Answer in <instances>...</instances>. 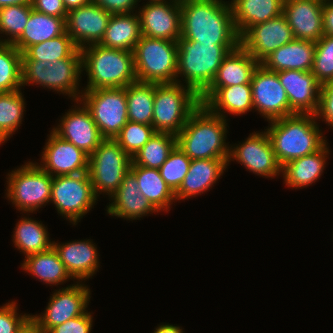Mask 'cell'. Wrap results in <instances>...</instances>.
Listing matches in <instances>:
<instances>
[{"label":"cell","instance_id":"obj_1","mask_svg":"<svg viewBox=\"0 0 333 333\" xmlns=\"http://www.w3.org/2000/svg\"><path fill=\"white\" fill-rule=\"evenodd\" d=\"M181 36L201 44H240L229 1L180 0Z\"/></svg>","mask_w":333,"mask_h":333},{"label":"cell","instance_id":"obj_2","mask_svg":"<svg viewBox=\"0 0 333 333\" xmlns=\"http://www.w3.org/2000/svg\"><path fill=\"white\" fill-rule=\"evenodd\" d=\"M227 119L200 104L177 136V146L191 159H228Z\"/></svg>","mask_w":333,"mask_h":333},{"label":"cell","instance_id":"obj_3","mask_svg":"<svg viewBox=\"0 0 333 333\" xmlns=\"http://www.w3.org/2000/svg\"><path fill=\"white\" fill-rule=\"evenodd\" d=\"M316 121L315 114L296 113L269 122L265 131L281 167L316 152L327 142Z\"/></svg>","mask_w":333,"mask_h":333},{"label":"cell","instance_id":"obj_4","mask_svg":"<svg viewBox=\"0 0 333 333\" xmlns=\"http://www.w3.org/2000/svg\"><path fill=\"white\" fill-rule=\"evenodd\" d=\"M178 62L176 83L184 78L186 86L199 96L211 85L224 57L239 44H201L182 36L177 39Z\"/></svg>","mask_w":333,"mask_h":333},{"label":"cell","instance_id":"obj_5","mask_svg":"<svg viewBox=\"0 0 333 333\" xmlns=\"http://www.w3.org/2000/svg\"><path fill=\"white\" fill-rule=\"evenodd\" d=\"M82 71L88 75L83 90L125 88L137 81L133 52L91 44L80 49Z\"/></svg>","mask_w":333,"mask_h":333},{"label":"cell","instance_id":"obj_6","mask_svg":"<svg viewBox=\"0 0 333 333\" xmlns=\"http://www.w3.org/2000/svg\"><path fill=\"white\" fill-rule=\"evenodd\" d=\"M183 84L155 83L152 126L156 132L177 135L201 104L200 96Z\"/></svg>","mask_w":333,"mask_h":333},{"label":"cell","instance_id":"obj_7","mask_svg":"<svg viewBox=\"0 0 333 333\" xmlns=\"http://www.w3.org/2000/svg\"><path fill=\"white\" fill-rule=\"evenodd\" d=\"M137 81L148 83H176L178 47L176 41L146 36L133 49Z\"/></svg>","mask_w":333,"mask_h":333},{"label":"cell","instance_id":"obj_8","mask_svg":"<svg viewBox=\"0 0 333 333\" xmlns=\"http://www.w3.org/2000/svg\"><path fill=\"white\" fill-rule=\"evenodd\" d=\"M82 58H63L54 62L22 61V86L37 84L60 94H66L75 102L80 100L79 83Z\"/></svg>","mask_w":333,"mask_h":333},{"label":"cell","instance_id":"obj_9","mask_svg":"<svg viewBox=\"0 0 333 333\" xmlns=\"http://www.w3.org/2000/svg\"><path fill=\"white\" fill-rule=\"evenodd\" d=\"M7 177L6 197L18 211L33 213L50 202L52 176L38 163L29 161L12 170Z\"/></svg>","mask_w":333,"mask_h":333},{"label":"cell","instance_id":"obj_10","mask_svg":"<svg viewBox=\"0 0 333 333\" xmlns=\"http://www.w3.org/2000/svg\"><path fill=\"white\" fill-rule=\"evenodd\" d=\"M131 163L132 158L114 139H104L89 156L88 173L95 195L103 192L112 196L130 171Z\"/></svg>","mask_w":333,"mask_h":333},{"label":"cell","instance_id":"obj_11","mask_svg":"<svg viewBox=\"0 0 333 333\" xmlns=\"http://www.w3.org/2000/svg\"><path fill=\"white\" fill-rule=\"evenodd\" d=\"M97 198L88 172L52 177L50 203L74 225L94 207Z\"/></svg>","mask_w":333,"mask_h":333},{"label":"cell","instance_id":"obj_12","mask_svg":"<svg viewBox=\"0 0 333 333\" xmlns=\"http://www.w3.org/2000/svg\"><path fill=\"white\" fill-rule=\"evenodd\" d=\"M80 102L90 111L104 139H114L128 121L125 88L83 90Z\"/></svg>","mask_w":333,"mask_h":333},{"label":"cell","instance_id":"obj_13","mask_svg":"<svg viewBox=\"0 0 333 333\" xmlns=\"http://www.w3.org/2000/svg\"><path fill=\"white\" fill-rule=\"evenodd\" d=\"M72 286L55 290L50 296L48 306L42 315H32L42 333H47L56 325L83 315L90 302V289L87 285L76 282Z\"/></svg>","mask_w":333,"mask_h":333},{"label":"cell","instance_id":"obj_14","mask_svg":"<svg viewBox=\"0 0 333 333\" xmlns=\"http://www.w3.org/2000/svg\"><path fill=\"white\" fill-rule=\"evenodd\" d=\"M253 109L267 121L290 116V105L277 72L259 64L251 80Z\"/></svg>","mask_w":333,"mask_h":333},{"label":"cell","instance_id":"obj_15","mask_svg":"<svg viewBox=\"0 0 333 333\" xmlns=\"http://www.w3.org/2000/svg\"><path fill=\"white\" fill-rule=\"evenodd\" d=\"M230 146L227 164L236 160L250 172L266 178L281 174V166L266 131L260 133L254 131L243 143Z\"/></svg>","mask_w":333,"mask_h":333},{"label":"cell","instance_id":"obj_16","mask_svg":"<svg viewBox=\"0 0 333 333\" xmlns=\"http://www.w3.org/2000/svg\"><path fill=\"white\" fill-rule=\"evenodd\" d=\"M294 39L285 15L251 26L241 37L240 45L259 63L279 47Z\"/></svg>","mask_w":333,"mask_h":333},{"label":"cell","instance_id":"obj_17","mask_svg":"<svg viewBox=\"0 0 333 333\" xmlns=\"http://www.w3.org/2000/svg\"><path fill=\"white\" fill-rule=\"evenodd\" d=\"M169 1V2H168ZM147 2L139 7L141 33L149 38L177 41L181 36L180 0Z\"/></svg>","mask_w":333,"mask_h":333},{"label":"cell","instance_id":"obj_18","mask_svg":"<svg viewBox=\"0 0 333 333\" xmlns=\"http://www.w3.org/2000/svg\"><path fill=\"white\" fill-rule=\"evenodd\" d=\"M111 15L110 12L91 1L68 11L65 20L66 32L79 49L91 44H99Z\"/></svg>","mask_w":333,"mask_h":333},{"label":"cell","instance_id":"obj_19","mask_svg":"<svg viewBox=\"0 0 333 333\" xmlns=\"http://www.w3.org/2000/svg\"><path fill=\"white\" fill-rule=\"evenodd\" d=\"M43 149L39 166L52 177L88 172L89 155L52 130Z\"/></svg>","mask_w":333,"mask_h":333},{"label":"cell","instance_id":"obj_20","mask_svg":"<svg viewBox=\"0 0 333 333\" xmlns=\"http://www.w3.org/2000/svg\"><path fill=\"white\" fill-rule=\"evenodd\" d=\"M78 102L79 106L69 109L61 118L60 125L58 124L52 131L90 156L104 138L101 136L90 111L80 100Z\"/></svg>","mask_w":333,"mask_h":333},{"label":"cell","instance_id":"obj_21","mask_svg":"<svg viewBox=\"0 0 333 333\" xmlns=\"http://www.w3.org/2000/svg\"><path fill=\"white\" fill-rule=\"evenodd\" d=\"M277 74L289 101L290 115L315 114L319 105L321 85L312 72L282 70Z\"/></svg>","mask_w":333,"mask_h":333},{"label":"cell","instance_id":"obj_22","mask_svg":"<svg viewBox=\"0 0 333 333\" xmlns=\"http://www.w3.org/2000/svg\"><path fill=\"white\" fill-rule=\"evenodd\" d=\"M324 0H289L283 3V14L295 39L317 42L324 35Z\"/></svg>","mask_w":333,"mask_h":333},{"label":"cell","instance_id":"obj_23","mask_svg":"<svg viewBox=\"0 0 333 333\" xmlns=\"http://www.w3.org/2000/svg\"><path fill=\"white\" fill-rule=\"evenodd\" d=\"M200 103L222 118L227 117L223 114L227 112L233 115L245 114L253 109L251 84L208 87L200 95Z\"/></svg>","mask_w":333,"mask_h":333},{"label":"cell","instance_id":"obj_24","mask_svg":"<svg viewBox=\"0 0 333 333\" xmlns=\"http://www.w3.org/2000/svg\"><path fill=\"white\" fill-rule=\"evenodd\" d=\"M135 175L129 171L119 188L110 196L112 202L107 206L110 216L135 220L147 214L159 212L139 190Z\"/></svg>","mask_w":333,"mask_h":333},{"label":"cell","instance_id":"obj_25","mask_svg":"<svg viewBox=\"0 0 333 333\" xmlns=\"http://www.w3.org/2000/svg\"><path fill=\"white\" fill-rule=\"evenodd\" d=\"M89 240H74L64 244L52 241L67 272L79 282L89 279L90 276L92 278L100 265L97 248Z\"/></svg>","mask_w":333,"mask_h":333},{"label":"cell","instance_id":"obj_26","mask_svg":"<svg viewBox=\"0 0 333 333\" xmlns=\"http://www.w3.org/2000/svg\"><path fill=\"white\" fill-rule=\"evenodd\" d=\"M228 159H197L191 160L188 173L179 189L175 192L177 200L190 199L201 195L212 188V185L226 171Z\"/></svg>","mask_w":333,"mask_h":333},{"label":"cell","instance_id":"obj_27","mask_svg":"<svg viewBox=\"0 0 333 333\" xmlns=\"http://www.w3.org/2000/svg\"><path fill=\"white\" fill-rule=\"evenodd\" d=\"M315 42L293 39L267 56L260 64L266 69L311 71L314 61Z\"/></svg>","mask_w":333,"mask_h":333},{"label":"cell","instance_id":"obj_28","mask_svg":"<svg viewBox=\"0 0 333 333\" xmlns=\"http://www.w3.org/2000/svg\"><path fill=\"white\" fill-rule=\"evenodd\" d=\"M233 22L241 37L251 26L283 13V0H231Z\"/></svg>","mask_w":333,"mask_h":333},{"label":"cell","instance_id":"obj_29","mask_svg":"<svg viewBox=\"0 0 333 333\" xmlns=\"http://www.w3.org/2000/svg\"><path fill=\"white\" fill-rule=\"evenodd\" d=\"M325 143L316 152L305 155L301 158L294 159L281 167L285 185L292 188H303L318 180L324 168L326 167L327 155H329V147Z\"/></svg>","mask_w":333,"mask_h":333},{"label":"cell","instance_id":"obj_30","mask_svg":"<svg viewBox=\"0 0 333 333\" xmlns=\"http://www.w3.org/2000/svg\"><path fill=\"white\" fill-rule=\"evenodd\" d=\"M260 63L240 44L223 59L214 81L209 87H227L251 84L252 76Z\"/></svg>","mask_w":333,"mask_h":333},{"label":"cell","instance_id":"obj_31","mask_svg":"<svg viewBox=\"0 0 333 333\" xmlns=\"http://www.w3.org/2000/svg\"><path fill=\"white\" fill-rule=\"evenodd\" d=\"M141 26L137 10L132 13L112 14L100 45L133 52L141 39Z\"/></svg>","mask_w":333,"mask_h":333},{"label":"cell","instance_id":"obj_32","mask_svg":"<svg viewBox=\"0 0 333 333\" xmlns=\"http://www.w3.org/2000/svg\"><path fill=\"white\" fill-rule=\"evenodd\" d=\"M65 20L32 9L22 35L13 45L23 53L29 46L58 37L66 31Z\"/></svg>","mask_w":333,"mask_h":333},{"label":"cell","instance_id":"obj_33","mask_svg":"<svg viewBox=\"0 0 333 333\" xmlns=\"http://www.w3.org/2000/svg\"><path fill=\"white\" fill-rule=\"evenodd\" d=\"M130 171L139 183L140 193L160 212H168L176 201L175 193L167 185L158 169L131 165Z\"/></svg>","mask_w":333,"mask_h":333},{"label":"cell","instance_id":"obj_34","mask_svg":"<svg viewBox=\"0 0 333 333\" xmlns=\"http://www.w3.org/2000/svg\"><path fill=\"white\" fill-rule=\"evenodd\" d=\"M21 268L51 286L73 279L53 246L46 251L25 257Z\"/></svg>","mask_w":333,"mask_h":333},{"label":"cell","instance_id":"obj_35","mask_svg":"<svg viewBox=\"0 0 333 333\" xmlns=\"http://www.w3.org/2000/svg\"><path fill=\"white\" fill-rule=\"evenodd\" d=\"M14 228L13 243L25 254V257L46 251L53 246L48 231L41 221L24 216Z\"/></svg>","mask_w":333,"mask_h":333},{"label":"cell","instance_id":"obj_36","mask_svg":"<svg viewBox=\"0 0 333 333\" xmlns=\"http://www.w3.org/2000/svg\"><path fill=\"white\" fill-rule=\"evenodd\" d=\"M128 120L152 126L155 83L136 81L125 87Z\"/></svg>","mask_w":333,"mask_h":333},{"label":"cell","instance_id":"obj_37","mask_svg":"<svg viewBox=\"0 0 333 333\" xmlns=\"http://www.w3.org/2000/svg\"><path fill=\"white\" fill-rule=\"evenodd\" d=\"M63 58H82L80 49L66 31L58 37L29 46L22 53V61L54 62Z\"/></svg>","mask_w":333,"mask_h":333},{"label":"cell","instance_id":"obj_38","mask_svg":"<svg viewBox=\"0 0 333 333\" xmlns=\"http://www.w3.org/2000/svg\"><path fill=\"white\" fill-rule=\"evenodd\" d=\"M176 145V135L156 132L132 158L131 165L159 169Z\"/></svg>","mask_w":333,"mask_h":333},{"label":"cell","instance_id":"obj_39","mask_svg":"<svg viewBox=\"0 0 333 333\" xmlns=\"http://www.w3.org/2000/svg\"><path fill=\"white\" fill-rule=\"evenodd\" d=\"M22 94L21 89L0 93V145L22 124L26 104Z\"/></svg>","mask_w":333,"mask_h":333},{"label":"cell","instance_id":"obj_40","mask_svg":"<svg viewBox=\"0 0 333 333\" xmlns=\"http://www.w3.org/2000/svg\"><path fill=\"white\" fill-rule=\"evenodd\" d=\"M22 88V53L13 45L0 43V93Z\"/></svg>","mask_w":333,"mask_h":333},{"label":"cell","instance_id":"obj_41","mask_svg":"<svg viewBox=\"0 0 333 333\" xmlns=\"http://www.w3.org/2000/svg\"><path fill=\"white\" fill-rule=\"evenodd\" d=\"M31 4H17L0 8V34L9 36L0 43L13 44L23 33L32 11Z\"/></svg>","mask_w":333,"mask_h":333},{"label":"cell","instance_id":"obj_42","mask_svg":"<svg viewBox=\"0 0 333 333\" xmlns=\"http://www.w3.org/2000/svg\"><path fill=\"white\" fill-rule=\"evenodd\" d=\"M155 133L153 126L128 120L114 140L133 158Z\"/></svg>","mask_w":333,"mask_h":333},{"label":"cell","instance_id":"obj_43","mask_svg":"<svg viewBox=\"0 0 333 333\" xmlns=\"http://www.w3.org/2000/svg\"><path fill=\"white\" fill-rule=\"evenodd\" d=\"M312 75L320 85L333 80V36L323 35L315 42Z\"/></svg>","mask_w":333,"mask_h":333},{"label":"cell","instance_id":"obj_44","mask_svg":"<svg viewBox=\"0 0 333 333\" xmlns=\"http://www.w3.org/2000/svg\"><path fill=\"white\" fill-rule=\"evenodd\" d=\"M191 159L176 145L158 169L161 177L175 193L188 173Z\"/></svg>","mask_w":333,"mask_h":333},{"label":"cell","instance_id":"obj_45","mask_svg":"<svg viewBox=\"0 0 333 333\" xmlns=\"http://www.w3.org/2000/svg\"><path fill=\"white\" fill-rule=\"evenodd\" d=\"M16 301H11L0 307V333H15L18 327L30 316L17 313Z\"/></svg>","mask_w":333,"mask_h":333},{"label":"cell","instance_id":"obj_46","mask_svg":"<svg viewBox=\"0 0 333 333\" xmlns=\"http://www.w3.org/2000/svg\"><path fill=\"white\" fill-rule=\"evenodd\" d=\"M315 117L322 118L328 126L333 127V80L320 87L319 105Z\"/></svg>","mask_w":333,"mask_h":333},{"label":"cell","instance_id":"obj_47","mask_svg":"<svg viewBox=\"0 0 333 333\" xmlns=\"http://www.w3.org/2000/svg\"><path fill=\"white\" fill-rule=\"evenodd\" d=\"M93 317L88 310L78 317L56 325L47 333H90L92 330Z\"/></svg>","mask_w":333,"mask_h":333},{"label":"cell","instance_id":"obj_48","mask_svg":"<svg viewBox=\"0 0 333 333\" xmlns=\"http://www.w3.org/2000/svg\"><path fill=\"white\" fill-rule=\"evenodd\" d=\"M32 8L46 15L67 18L68 11L62 0H31Z\"/></svg>","mask_w":333,"mask_h":333},{"label":"cell","instance_id":"obj_49","mask_svg":"<svg viewBox=\"0 0 333 333\" xmlns=\"http://www.w3.org/2000/svg\"><path fill=\"white\" fill-rule=\"evenodd\" d=\"M111 14L132 13L137 9L138 0H91ZM136 5V6H135Z\"/></svg>","mask_w":333,"mask_h":333},{"label":"cell","instance_id":"obj_50","mask_svg":"<svg viewBox=\"0 0 333 333\" xmlns=\"http://www.w3.org/2000/svg\"><path fill=\"white\" fill-rule=\"evenodd\" d=\"M323 28L324 35L333 36V0H324Z\"/></svg>","mask_w":333,"mask_h":333},{"label":"cell","instance_id":"obj_51","mask_svg":"<svg viewBox=\"0 0 333 333\" xmlns=\"http://www.w3.org/2000/svg\"><path fill=\"white\" fill-rule=\"evenodd\" d=\"M15 333H42L36 320L30 315L15 331Z\"/></svg>","mask_w":333,"mask_h":333},{"label":"cell","instance_id":"obj_52","mask_svg":"<svg viewBox=\"0 0 333 333\" xmlns=\"http://www.w3.org/2000/svg\"><path fill=\"white\" fill-rule=\"evenodd\" d=\"M183 329L179 326H174L172 324H162L159 325L153 333H183L184 331H182Z\"/></svg>","mask_w":333,"mask_h":333},{"label":"cell","instance_id":"obj_53","mask_svg":"<svg viewBox=\"0 0 333 333\" xmlns=\"http://www.w3.org/2000/svg\"><path fill=\"white\" fill-rule=\"evenodd\" d=\"M67 11L79 8L91 2V0H62Z\"/></svg>","mask_w":333,"mask_h":333},{"label":"cell","instance_id":"obj_54","mask_svg":"<svg viewBox=\"0 0 333 333\" xmlns=\"http://www.w3.org/2000/svg\"><path fill=\"white\" fill-rule=\"evenodd\" d=\"M17 4H31V0H0V8Z\"/></svg>","mask_w":333,"mask_h":333},{"label":"cell","instance_id":"obj_55","mask_svg":"<svg viewBox=\"0 0 333 333\" xmlns=\"http://www.w3.org/2000/svg\"><path fill=\"white\" fill-rule=\"evenodd\" d=\"M163 1H166V0H149V2H163Z\"/></svg>","mask_w":333,"mask_h":333}]
</instances>
